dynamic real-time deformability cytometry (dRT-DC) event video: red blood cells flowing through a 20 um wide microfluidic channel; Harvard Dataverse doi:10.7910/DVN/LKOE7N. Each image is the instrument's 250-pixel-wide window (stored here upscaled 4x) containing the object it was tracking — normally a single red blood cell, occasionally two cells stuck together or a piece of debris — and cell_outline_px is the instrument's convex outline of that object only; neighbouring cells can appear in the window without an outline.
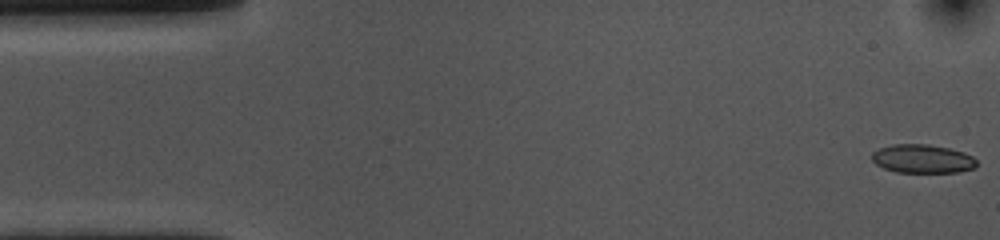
{"species": "common noctule bat (a hibernating species)", "species_latin": "Nyctalus noctula", "temperature_condition": "cold", "stored_images_in_passage": 55, "camera_frame_rate_fps": 3000, "um_per_image_px": 0.085, "animal": {"sex": "female", "body_mass_g": 10.0, "forearm_length_mm": 53.1}, "frame": {"image": 1, "passage_image": 1, "time_ms": 0.0, "image_size_px": [1000, 240], "cell_outline_px": [[976, 168], [960, 172], [896, 172], [884, 168], [876, 164], [872, 160], [872, 152], [880, 148], [892, 144], [928, 144], [948, 148], [964, 152], [972, 156], [976, 160]], "centroid_in_image_um": [78.42, 13.5], "position_along_channel_um": 6.6, "area_um2": 17.51}}
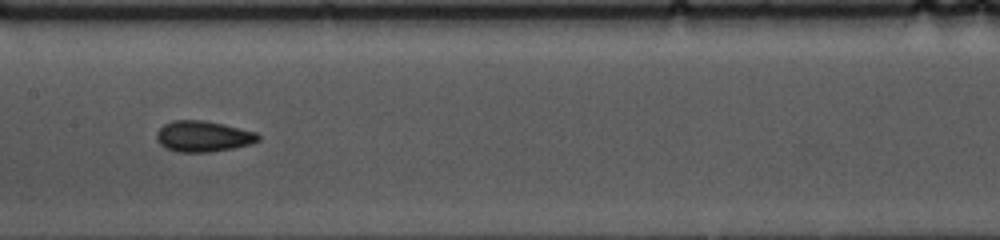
{"frame": {"image": 2, "passage_image": 26, "time_ms": 8.333, "image_size_px": [1000, 240], "cell_outline_px": [[260, 140], [252, 144], [232, 148], [208, 152], [176, 152], [164, 148], [156, 140], [156, 132], [164, 124], [172, 120], [204, 120], [224, 124], [256, 132], [260, 136]], "centroid_in_image_um": [17.25, 11.59], "position_along_channel_um": 190.2, "area_um2": 18.5}}
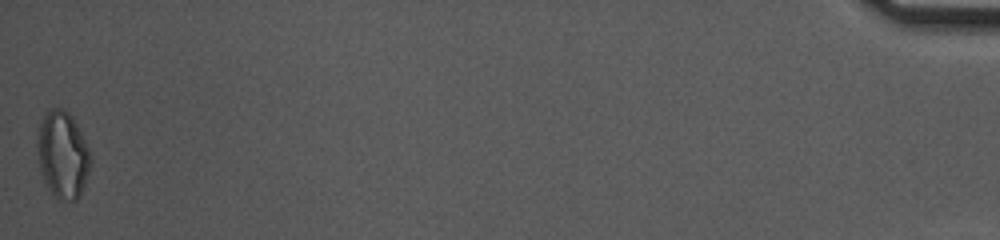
{"frame": {"image": 3, "passage_image": 55, "time_ms": 18.0, "image_size_px": [1000, 240], "cell_outline_px": [[92, 160], [80, 196], [76, 200], [56, 200], [48, 188], [44, 180], [36, 160], [36, 140], [40, 120], [52, 108], [64, 108], [72, 116], [88, 148]], "centroid_in_image_um": [5.29, 13.16], "position_along_channel_um": 429.9, "area_um2": 27.22}, "authors_computed_cell_mechanics": {"area_um2": 17.9758, "velocity_mm_per_s": 3.5546, "shape_relaxation_time_tau1_ms": 4.1879, "shape_relaxation_time_tau2_ms": 2.0093, "deformation_change_tau1": 0.113, "deformation_change_tau2": 0.0751}}